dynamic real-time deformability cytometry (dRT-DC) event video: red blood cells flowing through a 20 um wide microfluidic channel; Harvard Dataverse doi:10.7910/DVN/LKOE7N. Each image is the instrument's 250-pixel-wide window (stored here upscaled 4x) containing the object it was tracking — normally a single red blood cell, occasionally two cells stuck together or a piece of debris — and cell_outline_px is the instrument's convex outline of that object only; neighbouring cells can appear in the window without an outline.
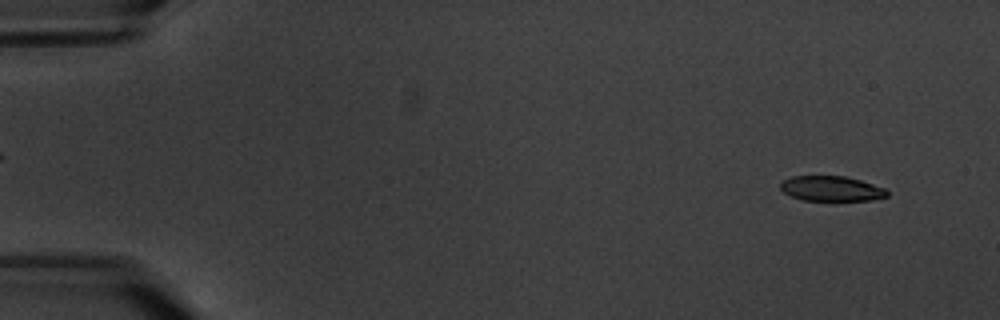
{"species": "common noctule bat (a hibernating species)", "species_latin": "Nyctalus noctula", "temperature_condition": "warm", "stored_images_in_passage": 15, "camera_frame_rate_fps": 3000, "um_per_image_px": 0.085, "animal": {"sex": "male", "body_mass_g": 20.1, "forearm_length_mm": 53.5}, "frame": {"image": 1, "passage_image": 1, "time_ms": 0.0, "image_size_px": [1000, 320], "cell_outline_px": [[888, 196], [872, 200], [836, 204], [804, 200], [792, 196], [784, 192], [780, 188], [780, 180], [792, 176], [844, 176], [860, 180], [884, 188], [888, 192]], "centroid_in_image_um": [70.67, 16.09], "position_along_channel_um": 14.3, "area_um2": 16.47}}
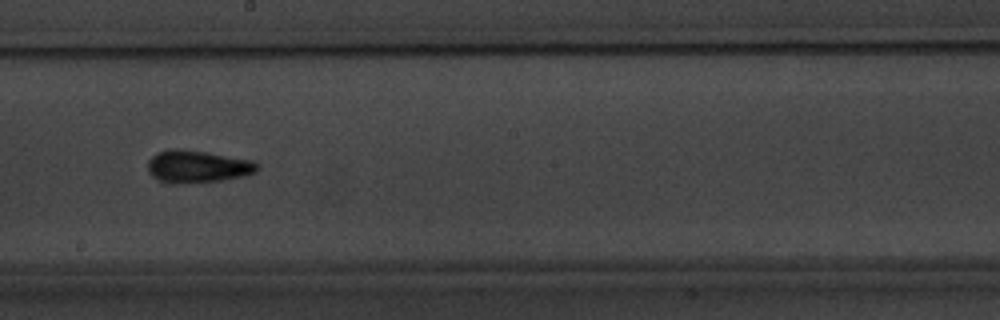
{"frame": {"image": 2, "passage_image": 9, "time_ms": 10.0, "image_size_px": [1000, 320], "cell_outline_px": [[260, 168], [256, 172], [244, 176], [220, 180], [184, 184], [160, 180], [152, 176], [148, 172], [148, 160], [152, 156], [160, 152], [172, 148], [180, 148], [208, 152], [252, 160], [260, 164]], "centroid_in_image_um": [16.82, 14.14], "position_along_channel_um": 231.4, "area_um2": 20.75}}
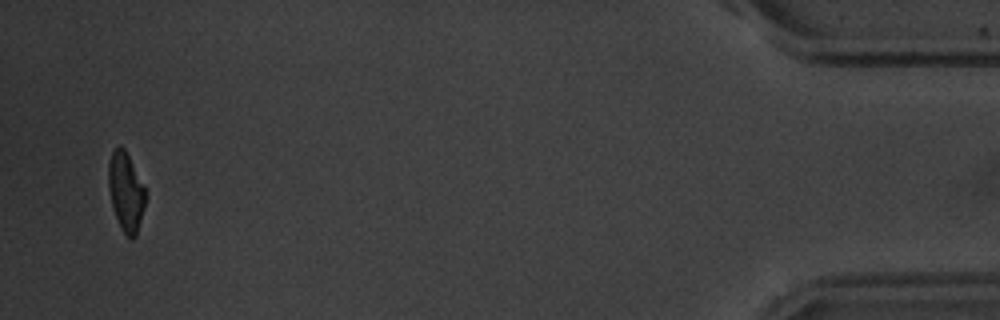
{"frame": {"image": 3, "passage_image": 15, "time_ms": 18.0, "image_size_px": [1000, 320], "cell_outline_px": [[144, 208], [136, 236], [132, 240], [120, 228], [112, 204], [108, 188], [108, 164], [112, 152], [120, 144], [124, 148], [144, 188]], "centroid_in_image_um": [10.67, 16.32], "position_along_channel_um": 424.5, "area_um2": 16.53}, "authors_computed_cell_mechanics": {"area_um2": 18.6116, "velocity_mm_per_s": 3.3929, "shape_relaxation_time_tau1_ms": 4.176, "shape_relaxation_time_tau2_ms": 2.9513, "deformation_change_tau1": 0.1258, "deformation_change_tau2": 0.0809}}